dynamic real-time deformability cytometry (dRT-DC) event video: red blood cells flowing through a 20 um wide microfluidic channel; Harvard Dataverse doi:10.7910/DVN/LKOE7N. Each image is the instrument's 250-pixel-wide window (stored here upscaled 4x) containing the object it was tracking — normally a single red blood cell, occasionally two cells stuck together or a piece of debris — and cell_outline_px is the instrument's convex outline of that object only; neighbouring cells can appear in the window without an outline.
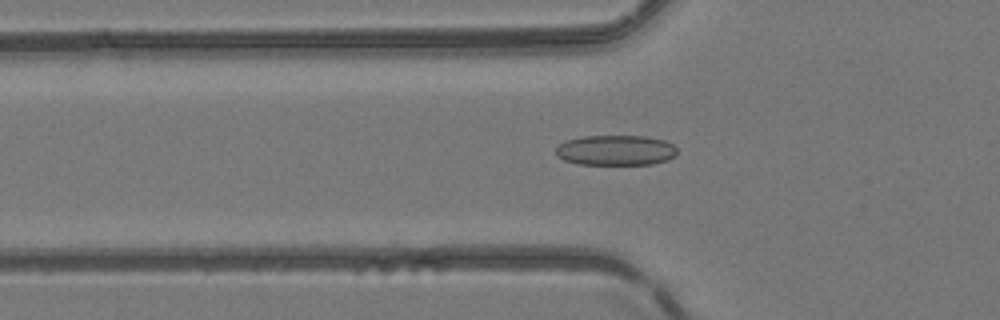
{"species": "common noctule bat (a hibernating species)", "species_latin": "Nyctalus noctula", "temperature_condition": "room temperature", "stored_images_in_passage": 29, "camera_frame_rate_fps": 3000, "um_per_image_px": 0.085, "animal": {"sex": "female", "body_mass_g": 24.6, "forearm_length_mm": 56.2}, "frame": {"image": 1, "passage_image": 3, "time_ms": 0.667, "image_size_px": [1000, 320], "cell_outline_px": [[676, 156], [668, 160], [652, 164], [576, 164], [564, 160], [556, 156], [556, 148], [564, 140], [584, 136], [644, 136], [664, 140], [672, 144], [676, 148]], "centroid_in_image_um": [52.32, 12.77], "position_along_channel_um": 73.5, "area_um2": 21.5}}
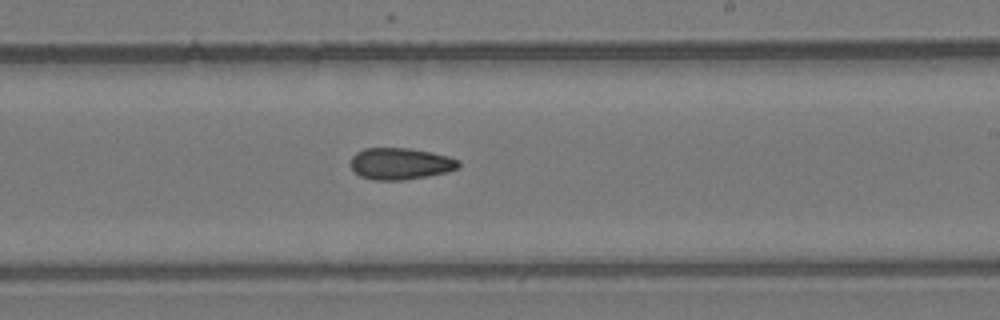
{"frame": {"image": 2, "passage_image": 16, "time_ms": 5.0, "image_size_px": [1000, 320], "cell_outline_px": [[460, 168], [448, 172], [428, 176], [404, 180], [372, 180], [360, 176], [352, 172], [348, 164], [352, 156], [356, 152], [364, 148], [408, 148], [432, 152], [448, 156], [460, 160]], "centroid_in_image_um": [34.0, 13.92], "position_along_channel_um": 255.0, "area_um2": 20.4}}
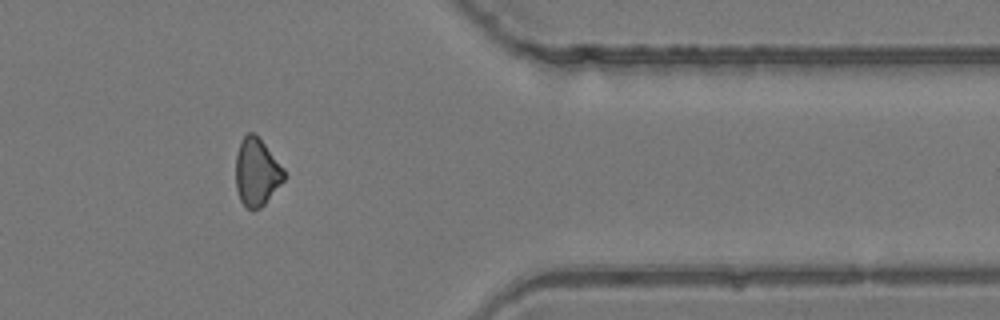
{"frame": {"image": 3, "passage_image": 27, "time_ms": 8.667, "image_size_px": [1000, 320], "cell_outline_px": [[284, 180], [264, 204], [260, 208], [252, 212], [240, 200], [236, 188], [236, 156], [240, 140], [248, 132], [252, 132], [264, 144], [284, 168]], "centroid_in_image_um": [21.8, 14.65], "position_along_channel_um": 389.6, "area_um2": 18.84}}